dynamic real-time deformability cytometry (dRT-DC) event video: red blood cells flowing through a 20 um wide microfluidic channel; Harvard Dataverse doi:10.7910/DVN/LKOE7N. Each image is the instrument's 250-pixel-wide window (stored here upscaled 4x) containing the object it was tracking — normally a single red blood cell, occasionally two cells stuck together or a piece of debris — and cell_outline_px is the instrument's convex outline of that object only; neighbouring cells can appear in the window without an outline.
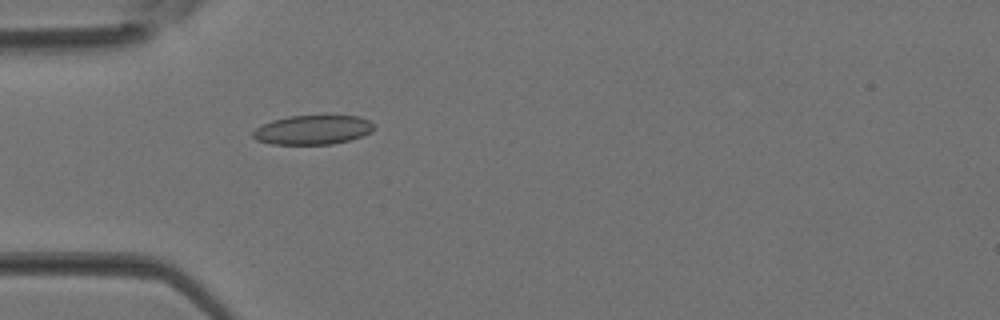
{"species": "Egyptian fruit bat (a non-hibernating species)", "species_latin": "Rousettus aegyptiacus", "temperature_condition": "room temperature", "stored_images_in_passage": 28, "camera_frame_rate_fps": 3000, "um_per_image_px": 0.085, "animal": {"sex": "female"}, "frame": {"image": 1, "passage_image": 3, "time_ms": 0.667, "image_size_px": [1000, 320], "cell_outline_px": [[376, 128], [372, 132], [364, 136], [332, 144], [272, 144], [256, 140], [252, 136], [252, 132], [256, 128], [272, 120], [288, 116], [360, 116], [376, 124]], "centroid_in_image_um": [26.63, 11.04], "position_along_channel_um": 58.4, "area_um2": 20.75}}
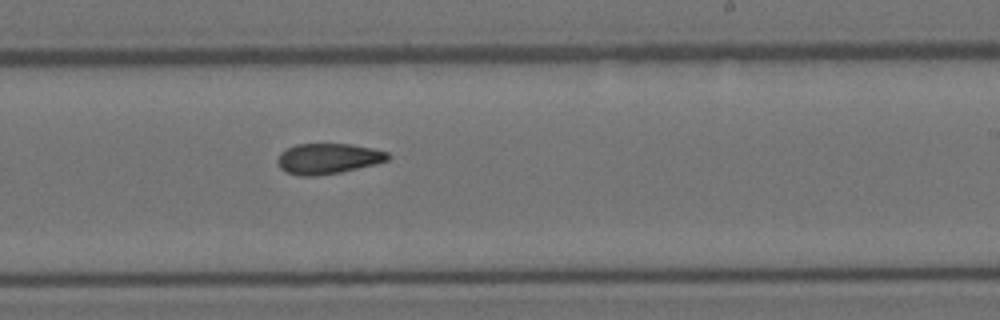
{"frame": {"image": 2, "passage_image": 14, "time_ms": 4.333, "image_size_px": [1000, 320], "cell_outline_px": [[392, 156], [388, 160], [340, 172], [316, 176], [300, 176], [288, 172], [280, 168], [276, 160], [280, 152], [284, 148], [296, 144], [352, 144], [372, 148], [388, 152]], "centroid_in_image_um": [27.84, 13.47], "position_along_channel_um": 261.2, "area_um2": 19.65}}
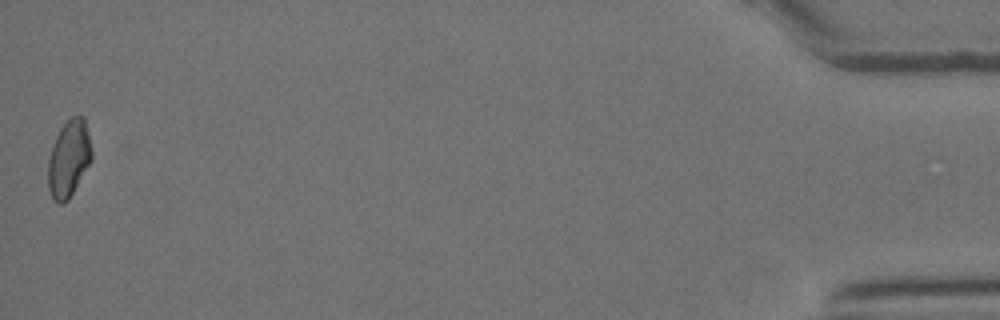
{"frame": {"image": 3, "passage_image": 28, "time_ms": 9.0, "image_size_px": [1000, 320], "cell_outline_px": [[92, 160], [68, 200], [64, 204], [60, 204], [52, 200], [48, 188], [48, 160], [56, 136], [60, 128], [72, 116], [84, 116], [92, 148]], "centroid_in_image_um": [5.85, 13.51], "position_along_channel_um": 429.3, "area_um2": 19.59}}